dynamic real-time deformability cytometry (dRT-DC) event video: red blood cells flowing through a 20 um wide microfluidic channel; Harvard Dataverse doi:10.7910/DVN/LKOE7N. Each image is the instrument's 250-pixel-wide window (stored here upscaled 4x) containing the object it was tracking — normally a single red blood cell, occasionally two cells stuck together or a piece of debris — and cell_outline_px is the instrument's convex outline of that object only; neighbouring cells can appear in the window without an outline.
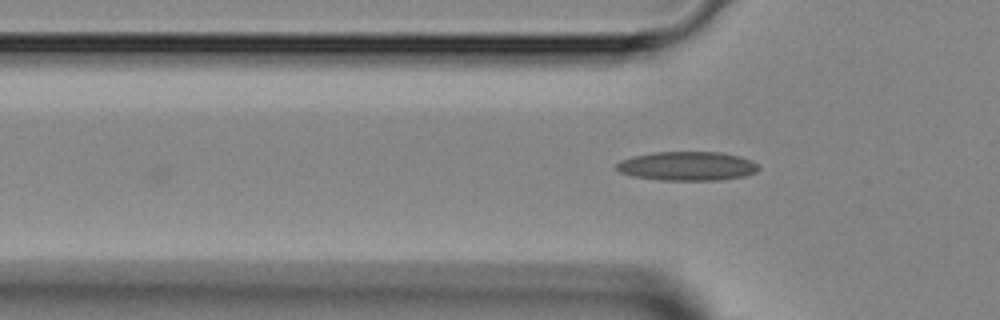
{"species": "Egyptian fruit bat (a non-hibernating species)", "species_latin": "Rousettus aegyptiacus", "temperature_condition": "room temperature", "stored_images_in_passage": 11, "camera_frame_rate_fps": 3000, "um_per_image_px": 0.085, "animal": {"sex": "female"}, "frame": {"image": 1, "passage_image": 11, "time_ms": 3.333, "image_size_px": [1000, 320], "cell_outline_px": [[760, 168], [756, 172], [744, 176], [720, 180], [660, 180], [632, 176], [620, 172], [616, 168], [616, 164], [620, 160], [632, 156], [656, 152], [720, 152], [740, 156], [752, 160], [760, 164]], "centroid_in_image_um": [58.44, 14.11], "position_along_channel_um": 67.4, "area_um2": 24.22}}